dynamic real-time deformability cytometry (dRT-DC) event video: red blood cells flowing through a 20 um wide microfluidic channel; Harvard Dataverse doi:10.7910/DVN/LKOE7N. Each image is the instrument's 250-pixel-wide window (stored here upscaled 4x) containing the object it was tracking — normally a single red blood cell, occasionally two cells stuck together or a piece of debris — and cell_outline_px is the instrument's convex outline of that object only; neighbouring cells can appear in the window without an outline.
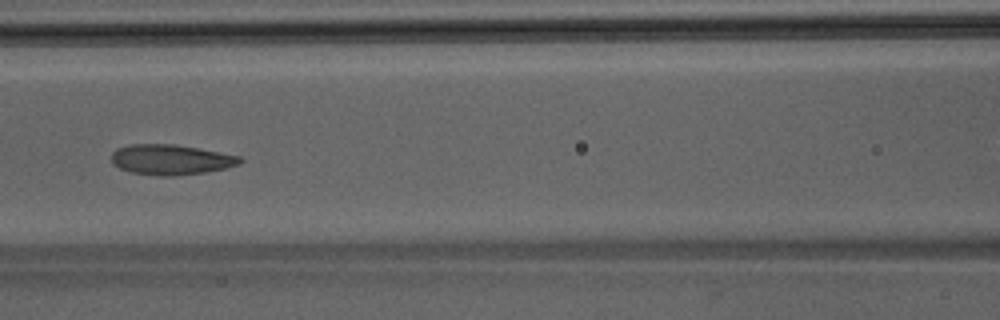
{"species": "Egyptian fruit bat (a non-hibernating species)", "species_latin": "Rousettus aegyptiacus", "temperature_condition": "room temperature", "stored_images_in_passage": 33, "camera_frame_rate_fps": 3000, "um_per_image_px": 0.085, "animal": {"sex": "male"}, "frame": {"image": 1, "passage_image": 7, "time_ms": 2.0, "image_size_px": [1000, 320], "cell_outline_px": [[244, 160], [240, 164], [228, 168], [204, 172], [172, 176], [160, 176], [132, 172], [120, 168], [112, 164], [112, 152], [116, 148], [128, 144], [172, 144], [196, 148], [240, 156]], "centroid_in_image_um": [14.51, 13.57], "position_along_channel_um": 152.1, "area_um2": 22.6}}
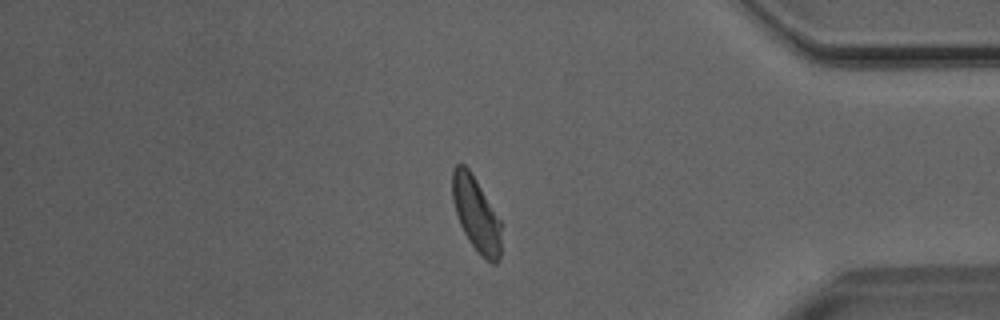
{"frame": {"image": 2, "passage_image": 26, "time_ms": 8.333, "image_size_px": [1000, 320], "cell_outline_px": [[500, 260], [496, 264], [492, 264], [484, 260], [480, 256], [468, 240], [460, 224], [452, 200], [452, 168], [456, 164], [464, 164], [468, 168], [500, 220]], "centroid_in_image_um": [40.46, 18.25], "position_along_channel_um": 394.7, "area_um2": 21.04}}
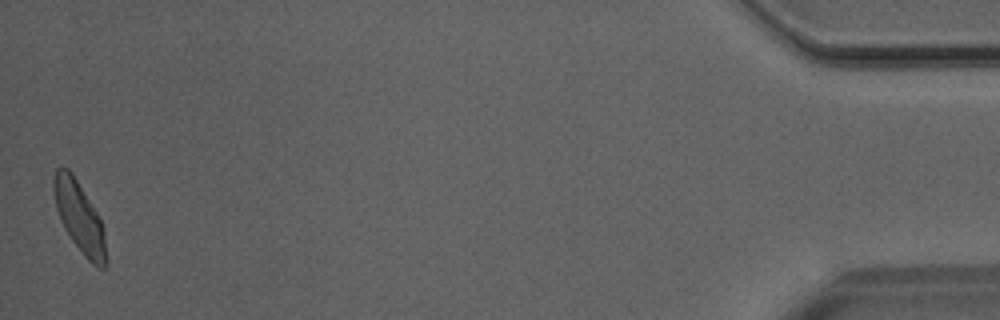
{"frame": {"image": 3, "passage_image": 33, "time_ms": 10.667, "image_size_px": [1000, 320], "cell_outline_px": [[108, 264], [104, 268], [100, 268], [92, 264], [84, 256], [72, 240], [64, 228], [60, 220], [56, 208], [52, 192], [52, 184], [56, 168], [60, 164], [68, 168], [72, 172], [96, 212], [104, 228], [108, 260]], "centroid_in_image_um": [6.74, 18.46], "position_along_channel_um": 428.5, "area_um2": 21.85}}